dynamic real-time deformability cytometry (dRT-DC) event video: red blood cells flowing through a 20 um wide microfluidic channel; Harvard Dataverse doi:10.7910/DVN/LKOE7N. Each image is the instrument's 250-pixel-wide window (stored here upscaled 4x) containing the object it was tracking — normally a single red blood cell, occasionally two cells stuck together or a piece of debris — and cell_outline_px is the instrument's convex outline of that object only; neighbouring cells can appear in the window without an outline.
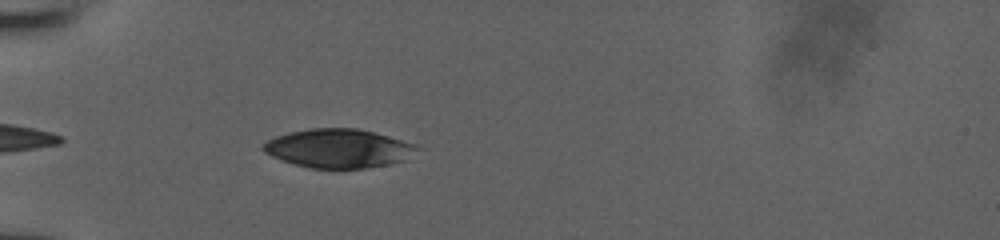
{"species": "human", "species_latin": "Homo sapiens", "temperature_condition": "room temperature", "stored_images_in_passage": 37, "camera_frame_rate_fps": 3000, "um_per_image_px": 0.085, "donor": {"sex": "male"}, "frame": {"image": 1, "passage_image": 3, "time_ms": 0.667, "image_size_px": [1000, 240], "cell_outline_px": [[424, 148], [400, 160], [388, 164], [364, 168], [308, 168], [292, 164], [280, 160], [264, 152], [260, 148], [260, 144], [276, 136], [288, 132], [308, 128], [356, 128], [372, 132], [416, 144]], "centroid_in_image_um": [28.7, 12.61], "position_along_channel_um": 56.3, "area_um2": 34.8}}
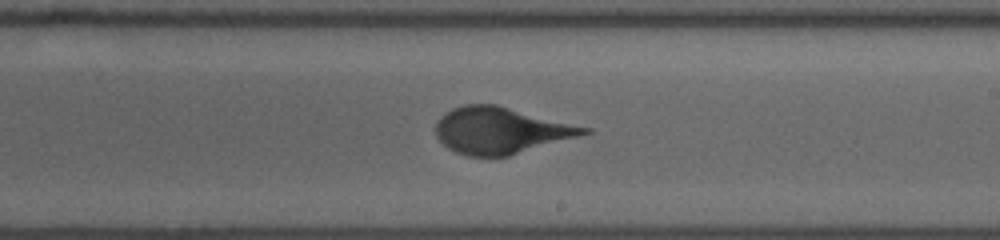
{"frame": {"image": 2, "passage_image": 18, "time_ms": 5.667, "image_size_px": [1000, 240], "cell_outline_px": [[592, 132], [580, 136], [508, 156], [468, 156], [456, 152], [448, 148], [436, 136], [436, 120], [440, 116], [452, 108], [464, 104], [496, 104], [592, 128]], "centroid_in_image_um": [42.57, 11.08], "position_along_channel_um": 246.4, "area_um2": 40.17}}
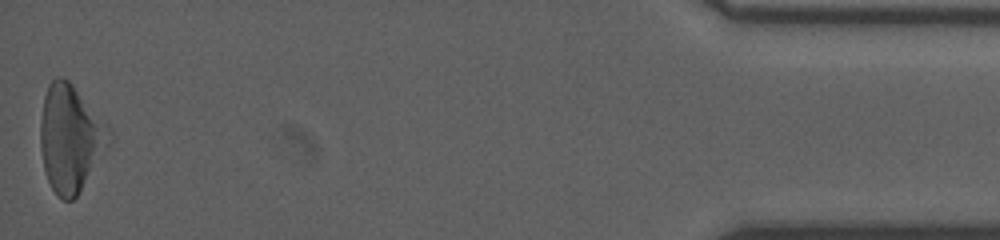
{"frame": {"image": 3, "passage_image": 37, "time_ms": 12.0, "image_size_px": [1000, 240], "cell_outline_px": [[112, 140], [76, 196], [72, 200], [64, 200], [56, 196], [48, 180], [44, 168], [40, 148], [40, 120], [44, 96], [48, 84], [56, 76], [60, 76], [68, 80], [72, 84], [108, 124], [112, 132]], "centroid_in_image_um": [5.98, 11.73], "position_along_channel_um": 429.2, "area_um2": 42.71}}